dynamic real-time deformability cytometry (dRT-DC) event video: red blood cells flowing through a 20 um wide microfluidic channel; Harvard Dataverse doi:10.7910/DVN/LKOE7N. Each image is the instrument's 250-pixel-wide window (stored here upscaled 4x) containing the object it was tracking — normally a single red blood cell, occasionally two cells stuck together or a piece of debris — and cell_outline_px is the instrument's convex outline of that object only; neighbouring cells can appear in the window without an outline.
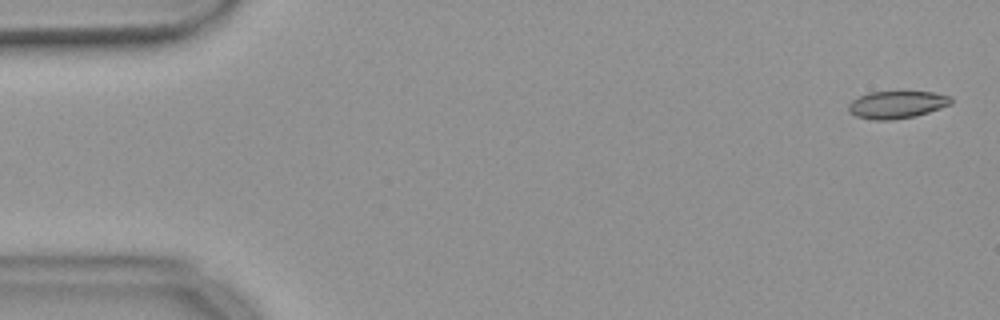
{"species": "common noctule bat (a hibernating species)", "species_latin": "Nyctalus noctula", "temperature_condition": "warm", "stored_images_in_passage": 55, "camera_frame_rate_fps": 3000, "um_per_image_px": 0.085, "animal": {"sex": "female", "body_mass_g": 18.4}, "frame": {"image": 1, "passage_image": 2, "time_ms": 0.333, "image_size_px": [1000, 320], "cell_outline_px": [[952, 104], [916, 116], [892, 120], [872, 120], [856, 116], [848, 112], [848, 104], [852, 100], [868, 92], [932, 92], [952, 96]], "centroid_in_image_um": [76.22, 8.9], "position_along_channel_um": 8.8, "area_um2": 16.47}}
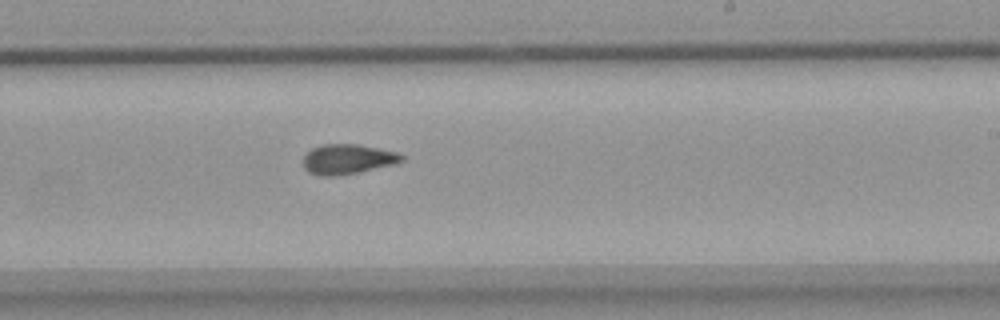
{"frame": {"image": 2, "passage_image": 33, "time_ms": 10.667, "image_size_px": [1000, 320], "cell_outline_px": [[404, 160], [392, 164], [360, 172], [336, 176], [320, 176], [308, 172], [304, 168], [304, 156], [312, 148], [320, 144], [356, 144], [396, 152], [404, 156]], "centroid_in_image_um": [29.51, 13.53], "position_along_channel_um": 259.5, "area_um2": 17.05}}
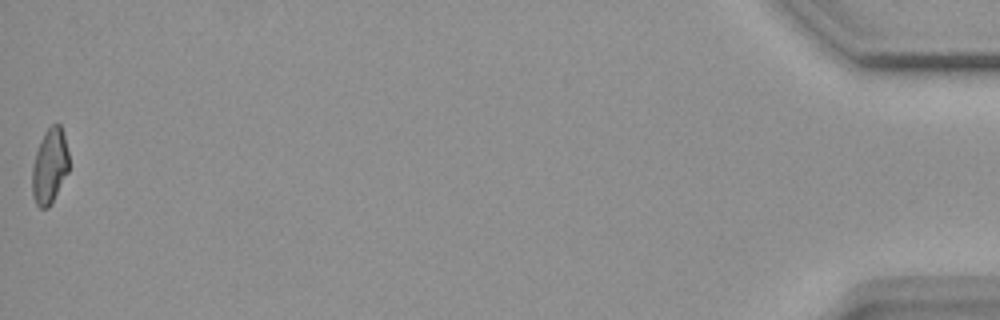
{"frame": {"image": 3, "passage_image": 55, "time_ms": 18.0, "image_size_px": [1000, 320], "cell_outline_px": [[68, 172], [52, 204], [48, 208], [40, 208], [36, 204], [32, 196], [32, 164], [40, 140], [44, 132], [52, 124], [60, 124], [64, 136], [68, 152]], "centroid_in_image_um": [4.21, 14.15], "position_along_channel_um": 431.0, "area_um2": 16.24}, "authors_computed_cell_mechanics": {"area_um2": 16.8776, "velocity_mm_per_s": 3.7038, "shape_relaxation_time_tau1_ms": null, "shape_relaxation_time_tau2_ms": 3.2527, "deformation_change_tau1": null, "deformation_change_tau2": 0.0963}}